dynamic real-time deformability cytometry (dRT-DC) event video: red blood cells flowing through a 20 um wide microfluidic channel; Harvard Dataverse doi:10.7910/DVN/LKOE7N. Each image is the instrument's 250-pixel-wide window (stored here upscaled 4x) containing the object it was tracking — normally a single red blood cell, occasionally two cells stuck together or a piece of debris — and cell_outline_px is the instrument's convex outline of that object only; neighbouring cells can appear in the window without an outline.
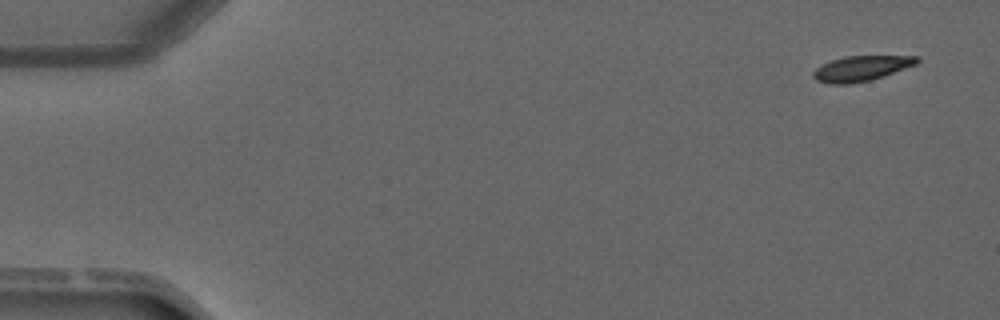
{"species": "common noctule bat (a hibernating species)", "species_latin": "Nyctalus noctula", "temperature_condition": "warm", "stored_images_in_passage": 3, "camera_frame_rate_fps": 3000, "um_per_image_px": 0.085, "animal": {"sex": "male", "forearm_length_mm": 52.5}, "frame": {"image": 1, "passage_image": 1, "time_ms": 0.0, "image_size_px": [1000, 320], "cell_outline_px": [[920, 60], [916, 64], [884, 76], [872, 80], [848, 84], [828, 84], [816, 80], [812, 76], [812, 72], [816, 68], [832, 60], [844, 56], [920, 56]], "centroid_in_image_um": [73.2, 5.82], "position_along_channel_um": 11.8, "area_um2": 15.26}}